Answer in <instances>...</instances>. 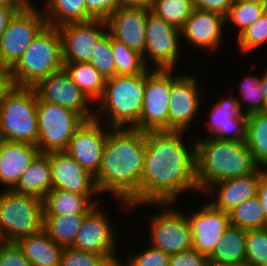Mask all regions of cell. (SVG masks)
I'll list each match as a JSON object with an SVG mask.
<instances>
[{"instance_id": "6da1fadb", "label": "cell", "mask_w": 267, "mask_h": 266, "mask_svg": "<svg viewBox=\"0 0 267 266\" xmlns=\"http://www.w3.org/2000/svg\"><path fill=\"white\" fill-rule=\"evenodd\" d=\"M183 131H146V155L140 180V205L174 203L182 192L197 190L196 142L189 148Z\"/></svg>"}, {"instance_id": "7a4b0ae2", "label": "cell", "mask_w": 267, "mask_h": 266, "mask_svg": "<svg viewBox=\"0 0 267 266\" xmlns=\"http://www.w3.org/2000/svg\"><path fill=\"white\" fill-rule=\"evenodd\" d=\"M108 138L95 177L99 193L112 194L125 209L140 205V180L146 155V132L107 127Z\"/></svg>"}, {"instance_id": "3957f363", "label": "cell", "mask_w": 267, "mask_h": 266, "mask_svg": "<svg viewBox=\"0 0 267 266\" xmlns=\"http://www.w3.org/2000/svg\"><path fill=\"white\" fill-rule=\"evenodd\" d=\"M196 184L203 192L212 184L252 173L254 163L246 142L206 137L196 140Z\"/></svg>"}, {"instance_id": "277c9868", "label": "cell", "mask_w": 267, "mask_h": 266, "mask_svg": "<svg viewBox=\"0 0 267 266\" xmlns=\"http://www.w3.org/2000/svg\"><path fill=\"white\" fill-rule=\"evenodd\" d=\"M145 71L138 75H115L106 79L103 96L97 101L94 118H106L109 127L133 128L138 122L144 100ZM107 122V123H106ZM110 122V123H109Z\"/></svg>"}, {"instance_id": "5b68a950", "label": "cell", "mask_w": 267, "mask_h": 266, "mask_svg": "<svg viewBox=\"0 0 267 266\" xmlns=\"http://www.w3.org/2000/svg\"><path fill=\"white\" fill-rule=\"evenodd\" d=\"M63 66L58 28L46 25L8 73L13 86L34 87Z\"/></svg>"}, {"instance_id": "8992f818", "label": "cell", "mask_w": 267, "mask_h": 266, "mask_svg": "<svg viewBox=\"0 0 267 266\" xmlns=\"http://www.w3.org/2000/svg\"><path fill=\"white\" fill-rule=\"evenodd\" d=\"M37 99L34 87H9L0 104V140L37 146Z\"/></svg>"}, {"instance_id": "52a82bcc", "label": "cell", "mask_w": 267, "mask_h": 266, "mask_svg": "<svg viewBox=\"0 0 267 266\" xmlns=\"http://www.w3.org/2000/svg\"><path fill=\"white\" fill-rule=\"evenodd\" d=\"M0 192V241L16 242L44 229L42 199L13 190Z\"/></svg>"}, {"instance_id": "ba28073f", "label": "cell", "mask_w": 267, "mask_h": 266, "mask_svg": "<svg viewBox=\"0 0 267 266\" xmlns=\"http://www.w3.org/2000/svg\"><path fill=\"white\" fill-rule=\"evenodd\" d=\"M38 141L40 153L65 151L75 131L85 122L76 112L37 99Z\"/></svg>"}, {"instance_id": "9c48e42d", "label": "cell", "mask_w": 267, "mask_h": 266, "mask_svg": "<svg viewBox=\"0 0 267 266\" xmlns=\"http://www.w3.org/2000/svg\"><path fill=\"white\" fill-rule=\"evenodd\" d=\"M32 5L17 11L0 35V69L9 71L26 51L32 40L47 25L42 10Z\"/></svg>"}, {"instance_id": "30bf717a", "label": "cell", "mask_w": 267, "mask_h": 266, "mask_svg": "<svg viewBox=\"0 0 267 266\" xmlns=\"http://www.w3.org/2000/svg\"><path fill=\"white\" fill-rule=\"evenodd\" d=\"M163 207L162 212L149 217L150 245L171 255L192 248L191 227L187 215L173 209L172 203H144ZM171 207L166 209L167 206ZM172 208V210H171Z\"/></svg>"}, {"instance_id": "8fae6325", "label": "cell", "mask_w": 267, "mask_h": 266, "mask_svg": "<svg viewBox=\"0 0 267 266\" xmlns=\"http://www.w3.org/2000/svg\"><path fill=\"white\" fill-rule=\"evenodd\" d=\"M145 70L144 100L139 122L140 131L168 130L171 92V69Z\"/></svg>"}, {"instance_id": "7c38bea8", "label": "cell", "mask_w": 267, "mask_h": 266, "mask_svg": "<svg viewBox=\"0 0 267 266\" xmlns=\"http://www.w3.org/2000/svg\"><path fill=\"white\" fill-rule=\"evenodd\" d=\"M181 29L165 22L151 11L146 23V47L143 60L148 67L149 60L155 69H174L180 50ZM179 39V40H178Z\"/></svg>"}, {"instance_id": "4fadbf2b", "label": "cell", "mask_w": 267, "mask_h": 266, "mask_svg": "<svg viewBox=\"0 0 267 266\" xmlns=\"http://www.w3.org/2000/svg\"><path fill=\"white\" fill-rule=\"evenodd\" d=\"M171 69V92L168 110V130L186 131L200 111L201 85L190 74H173ZM174 76H173V75Z\"/></svg>"}, {"instance_id": "5bb4252c", "label": "cell", "mask_w": 267, "mask_h": 266, "mask_svg": "<svg viewBox=\"0 0 267 266\" xmlns=\"http://www.w3.org/2000/svg\"><path fill=\"white\" fill-rule=\"evenodd\" d=\"M99 206L96 205L85 215L72 247L107 256L112 262L120 261L115 252L119 248L116 243V230L112 227L105 210L102 211Z\"/></svg>"}, {"instance_id": "9a60e30c", "label": "cell", "mask_w": 267, "mask_h": 266, "mask_svg": "<svg viewBox=\"0 0 267 266\" xmlns=\"http://www.w3.org/2000/svg\"><path fill=\"white\" fill-rule=\"evenodd\" d=\"M38 98L78 113L85 121L94 119L91 101L72 81L63 67L34 86Z\"/></svg>"}, {"instance_id": "2e32d148", "label": "cell", "mask_w": 267, "mask_h": 266, "mask_svg": "<svg viewBox=\"0 0 267 266\" xmlns=\"http://www.w3.org/2000/svg\"><path fill=\"white\" fill-rule=\"evenodd\" d=\"M95 118L85 121L74 133L65 152L85 171L96 177L109 129ZM104 126V127H103Z\"/></svg>"}, {"instance_id": "e0dca14e", "label": "cell", "mask_w": 267, "mask_h": 266, "mask_svg": "<svg viewBox=\"0 0 267 266\" xmlns=\"http://www.w3.org/2000/svg\"><path fill=\"white\" fill-rule=\"evenodd\" d=\"M105 30H108L107 22L103 19L59 26L63 62H89L94 46Z\"/></svg>"}, {"instance_id": "ac0fdd59", "label": "cell", "mask_w": 267, "mask_h": 266, "mask_svg": "<svg viewBox=\"0 0 267 266\" xmlns=\"http://www.w3.org/2000/svg\"><path fill=\"white\" fill-rule=\"evenodd\" d=\"M187 218L191 227L192 248L208 258L224 232L231 226L229 213L208 203L191 212Z\"/></svg>"}, {"instance_id": "d6986e66", "label": "cell", "mask_w": 267, "mask_h": 266, "mask_svg": "<svg viewBox=\"0 0 267 266\" xmlns=\"http://www.w3.org/2000/svg\"><path fill=\"white\" fill-rule=\"evenodd\" d=\"M207 129L208 137L221 140L245 142L248 129V115L241 112L238 97L222 98L211 108ZM214 135V136H213Z\"/></svg>"}, {"instance_id": "ffe728a7", "label": "cell", "mask_w": 267, "mask_h": 266, "mask_svg": "<svg viewBox=\"0 0 267 266\" xmlns=\"http://www.w3.org/2000/svg\"><path fill=\"white\" fill-rule=\"evenodd\" d=\"M151 10L122 6L106 19L113 39L144 55L146 23Z\"/></svg>"}, {"instance_id": "44dd1931", "label": "cell", "mask_w": 267, "mask_h": 266, "mask_svg": "<svg viewBox=\"0 0 267 266\" xmlns=\"http://www.w3.org/2000/svg\"><path fill=\"white\" fill-rule=\"evenodd\" d=\"M50 166L52 189H62L79 195L100 194L95 177L65 151L50 152Z\"/></svg>"}, {"instance_id": "7402d4cb", "label": "cell", "mask_w": 267, "mask_h": 266, "mask_svg": "<svg viewBox=\"0 0 267 266\" xmlns=\"http://www.w3.org/2000/svg\"><path fill=\"white\" fill-rule=\"evenodd\" d=\"M224 25H226L224 16L216 12L194 8L181 28V37L197 49L213 52L219 49L218 46L223 41Z\"/></svg>"}, {"instance_id": "603a6c76", "label": "cell", "mask_w": 267, "mask_h": 266, "mask_svg": "<svg viewBox=\"0 0 267 266\" xmlns=\"http://www.w3.org/2000/svg\"><path fill=\"white\" fill-rule=\"evenodd\" d=\"M266 171V168L257 167L252 173L218 181L209 186L203 194L209 193L210 197H215L218 190L217 197L209 203L214 208L229 213L235 206L257 195L259 181Z\"/></svg>"}, {"instance_id": "cb8c5ba5", "label": "cell", "mask_w": 267, "mask_h": 266, "mask_svg": "<svg viewBox=\"0 0 267 266\" xmlns=\"http://www.w3.org/2000/svg\"><path fill=\"white\" fill-rule=\"evenodd\" d=\"M37 146L29 143L0 140V183L12 190L35 157Z\"/></svg>"}, {"instance_id": "d4e9b609", "label": "cell", "mask_w": 267, "mask_h": 266, "mask_svg": "<svg viewBox=\"0 0 267 266\" xmlns=\"http://www.w3.org/2000/svg\"><path fill=\"white\" fill-rule=\"evenodd\" d=\"M12 190L43 200L46 194L52 190L50 153H39Z\"/></svg>"}, {"instance_id": "484cf974", "label": "cell", "mask_w": 267, "mask_h": 266, "mask_svg": "<svg viewBox=\"0 0 267 266\" xmlns=\"http://www.w3.org/2000/svg\"><path fill=\"white\" fill-rule=\"evenodd\" d=\"M31 266H59L63 247L58 246L43 229L16 241Z\"/></svg>"}, {"instance_id": "4316f807", "label": "cell", "mask_w": 267, "mask_h": 266, "mask_svg": "<svg viewBox=\"0 0 267 266\" xmlns=\"http://www.w3.org/2000/svg\"><path fill=\"white\" fill-rule=\"evenodd\" d=\"M95 195H79L62 189H52L43 199L44 216L86 215L96 205ZM95 200V201H94Z\"/></svg>"}, {"instance_id": "83f0119b", "label": "cell", "mask_w": 267, "mask_h": 266, "mask_svg": "<svg viewBox=\"0 0 267 266\" xmlns=\"http://www.w3.org/2000/svg\"><path fill=\"white\" fill-rule=\"evenodd\" d=\"M246 232L231 225L208 257V265L246 264Z\"/></svg>"}, {"instance_id": "f1b7e54d", "label": "cell", "mask_w": 267, "mask_h": 266, "mask_svg": "<svg viewBox=\"0 0 267 266\" xmlns=\"http://www.w3.org/2000/svg\"><path fill=\"white\" fill-rule=\"evenodd\" d=\"M43 15L46 24L59 27L68 23L89 22L95 18L87 11L84 0H46ZM46 11V12H44Z\"/></svg>"}, {"instance_id": "f546056e", "label": "cell", "mask_w": 267, "mask_h": 266, "mask_svg": "<svg viewBox=\"0 0 267 266\" xmlns=\"http://www.w3.org/2000/svg\"><path fill=\"white\" fill-rule=\"evenodd\" d=\"M63 67L91 102H96L103 96L106 79L89 62H64Z\"/></svg>"}, {"instance_id": "4dcf8cb0", "label": "cell", "mask_w": 267, "mask_h": 266, "mask_svg": "<svg viewBox=\"0 0 267 266\" xmlns=\"http://www.w3.org/2000/svg\"><path fill=\"white\" fill-rule=\"evenodd\" d=\"M246 145L254 163L267 169V111L248 115Z\"/></svg>"}, {"instance_id": "1f68e13d", "label": "cell", "mask_w": 267, "mask_h": 266, "mask_svg": "<svg viewBox=\"0 0 267 266\" xmlns=\"http://www.w3.org/2000/svg\"><path fill=\"white\" fill-rule=\"evenodd\" d=\"M85 215L44 216V230L63 248L72 247Z\"/></svg>"}, {"instance_id": "d6a6232c", "label": "cell", "mask_w": 267, "mask_h": 266, "mask_svg": "<svg viewBox=\"0 0 267 266\" xmlns=\"http://www.w3.org/2000/svg\"><path fill=\"white\" fill-rule=\"evenodd\" d=\"M229 217L232 226L244 230L267 228L264 208L257 195L235 206L229 212Z\"/></svg>"}, {"instance_id": "836d02e7", "label": "cell", "mask_w": 267, "mask_h": 266, "mask_svg": "<svg viewBox=\"0 0 267 266\" xmlns=\"http://www.w3.org/2000/svg\"><path fill=\"white\" fill-rule=\"evenodd\" d=\"M194 8V0H153L151 12L181 29Z\"/></svg>"}, {"instance_id": "e575fe53", "label": "cell", "mask_w": 267, "mask_h": 266, "mask_svg": "<svg viewBox=\"0 0 267 266\" xmlns=\"http://www.w3.org/2000/svg\"><path fill=\"white\" fill-rule=\"evenodd\" d=\"M111 49L115 61V75H138L146 66L143 55L111 37Z\"/></svg>"}, {"instance_id": "d590c367", "label": "cell", "mask_w": 267, "mask_h": 266, "mask_svg": "<svg viewBox=\"0 0 267 266\" xmlns=\"http://www.w3.org/2000/svg\"><path fill=\"white\" fill-rule=\"evenodd\" d=\"M267 11V2L234 1L225 17L237 29L238 36Z\"/></svg>"}, {"instance_id": "8d00e7d4", "label": "cell", "mask_w": 267, "mask_h": 266, "mask_svg": "<svg viewBox=\"0 0 267 266\" xmlns=\"http://www.w3.org/2000/svg\"><path fill=\"white\" fill-rule=\"evenodd\" d=\"M258 76L249 75L240 83L242 98H240L241 100L238 99V104L241 112L245 115L267 111L266 100L260 84V76ZM243 102L247 103V105L245 106Z\"/></svg>"}, {"instance_id": "74e56055", "label": "cell", "mask_w": 267, "mask_h": 266, "mask_svg": "<svg viewBox=\"0 0 267 266\" xmlns=\"http://www.w3.org/2000/svg\"><path fill=\"white\" fill-rule=\"evenodd\" d=\"M89 63L105 79L115 76V61L111 49V35L108 30L96 42Z\"/></svg>"}, {"instance_id": "f35d334b", "label": "cell", "mask_w": 267, "mask_h": 266, "mask_svg": "<svg viewBox=\"0 0 267 266\" xmlns=\"http://www.w3.org/2000/svg\"><path fill=\"white\" fill-rule=\"evenodd\" d=\"M245 243L247 266L267 264V228L247 230Z\"/></svg>"}, {"instance_id": "ab89813d", "label": "cell", "mask_w": 267, "mask_h": 266, "mask_svg": "<svg viewBox=\"0 0 267 266\" xmlns=\"http://www.w3.org/2000/svg\"><path fill=\"white\" fill-rule=\"evenodd\" d=\"M239 50L250 53L267 42V11L245 29L238 37Z\"/></svg>"}, {"instance_id": "60d3db41", "label": "cell", "mask_w": 267, "mask_h": 266, "mask_svg": "<svg viewBox=\"0 0 267 266\" xmlns=\"http://www.w3.org/2000/svg\"><path fill=\"white\" fill-rule=\"evenodd\" d=\"M111 263L107 256L67 247L63 249L59 266H109Z\"/></svg>"}, {"instance_id": "b9f144b4", "label": "cell", "mask_w": 267, "mask_h": 266, "mask_svg": "<svg viewBox=\"0 0 267 266\" xmlns=\"http://www.w3.org/2000/svg\"><path fill=\"white\" fill-rule=\"evenodd\" d=\"M149 248L124 261L125 266H168L170 255L149 245Z\"/></svg>"}, {"instance_id": "7bdbcfd3", "label": "cell", "mask_w": 267, "mask_h": 266, "mask_svg": "<svg viewBox=\"0 0 267 266\" xmlns=\"http://www.w3.org/2000/svg\"><path fill=\"white\" fill-rule=\"evenodd\" d=\"M0 266H31L16 242L0 241Z\"/></svg>"}, {"instance_id": "ee69618b", "label": "cell", "mask_w": 267, "mask_h": 266, "mask_svg": "<svg viewBox=\"0 0 267 266\" xmlns=\"http://www.w3.org/2000/svg\"><path fill=\"white\" fill-rule=\"evenodd\" d=\"M87 11L95 19L106 20L110 14L123 6L122 0H84Z\"/></svg>"}, {"instance_id": "f6af8a7d", "label": "cell", "mask_w": 267, "mask_h": 266, "mask_svg": "<svg viewBox=\"0 0 267 266\" xmlns=\"http://www.w3.org/2000/svg\"><path fill=\"white\" fill-rule=\"evenodd\" d=\"M168 266H208V258L196 249L190 248L171 254Z\"/></svg>"}, {"instance_id": "bcb514c9", "label": "cell", "mask_w": 267, "mask_h": 266, "mask_svg": "<svg viewBox=\"0 0 267 266\" xmlns=\"http://www.w3.org/2000/svg\"><path fill=\"white\" fill-rule=\"evenodd\" d=\"M233 2L234 0H194V6L226 17Z\"/></svg>"}, {"instance_id": "7dc6e473", "label": "cell", "mask_w": 267, "mask_h": 266, "mask_svg": "<svg viewBox=\"0 0 267 266\" xmlns=\"http://www.w3.org/2000/svg\"><path fill=\"white\" fill-rule=\"evenodd\" d=\"M257 196L264 208V213L267 221V171L261 176L258 184Z\"/></svg>"}, {"instance_id": "c3c4849f", "label": "cell", "mask_w": 267, "mask_h": 266, "mask_svg": "<svg viewBox=\"0 0 267 266\" xmlns=\"http://www.w3.org/2000/svg\"><path fill=\"white\" fill-rule=\"evenodd\" d=\"M15 13L16 11L13 8L0 5V35L7 28L11 17Z\"/></svg>"}, {"instance_id": "681fc988", "label": "cell", "mask_w": 267, "mask_h": 266, "mask_svg": "<svg viewBox=\"0 0 267 266\" xmlns=\"http://www.w3.org/2000/svg\"><path fill=\"white\" fill-rule=\"evenodd\" d=\"M0 5L11 7L17 12L30 8L34 3L30 0H0Z\"/></svg>"}, {"instance_id": "f907efd6", "label": "cell", "mask_w": 267, "mask_h": 266, "mask_svg": "<svg viewBox=\"0 0 267 266\" xmlns=\"http://www.w3.org/2000/svg\"><path fill=\"white\" fill-rule=\"evenodd\" d=\"M11 85L12 84L10 81L8 71L4 69H0V104L2 102L4 93L9 89Z\"/></svg>"}, {"instance_id": "816d5d0a", "label": "cell", "mask_w": 267, "mask_h": 266, "mask_svg": "<svg viewBox=\"0 0 267 266\" xmlns=\"http://www.w3.org/2000/svg\"><path fill=\"white\" fill-rule=\"evenodd\" d=\"M123 6L151 10L153 0H122Z\"/></svg>"}, {"instance_id": "f5cc1de1", "label": "cell", "mask_w": 267, "mask_h": 266, "mask_svg": "<svg viewBox=\"0 0 267 266\" xmlns=\"http://www.w3.org/2000/svg\"><path fill=\"white\" fill-rule=\"evenodd\" d=\"M260 84L262 86L263 94H264L266 105H267V67L263 75H260Z\"/></svg>"}, {"instance_id": "db71d44e", "label": "cell", "mask_w": 267, "mask_h": 266, "mask_svg": "<svg viewBox=\"0 0 267 266\" xmlns=\"http://www.w3.org/2000/svg\"><path fill=\"white\" fill-rule=\"evenodd\" d=\"M109 266H125L124 264H123V261H117V262H113V263H111Z\"/></svg>"}, {"instance_id": "11a10c76", "label": "cell", "mask_w": 267, "mask_h": 266, "mask_svg": "<svg viewBox=\"0 0 267 266\" xmlns=\"http://www.w3.org/2000/svg\"><path fill=\"white\" fill-rule=\"evenodd\" d=\"M208 266H247L246 264H230V265H208Z\"/></svg>"}, {"instance_id": "9f6ffc18", "label": "cell", "mask_w": 267, "mask_h": 266, "mask_svg": "<svg viewBox=\"0 0 267 266\" xmlns=\"http://www.w3.org/2000/svg\"><path fill=\"white\" fill-rule=\"evenodd\" d=\"M234 1H248V2H257V1H260V2H267V0H234Z\"/></svg>"}]
</instances>
